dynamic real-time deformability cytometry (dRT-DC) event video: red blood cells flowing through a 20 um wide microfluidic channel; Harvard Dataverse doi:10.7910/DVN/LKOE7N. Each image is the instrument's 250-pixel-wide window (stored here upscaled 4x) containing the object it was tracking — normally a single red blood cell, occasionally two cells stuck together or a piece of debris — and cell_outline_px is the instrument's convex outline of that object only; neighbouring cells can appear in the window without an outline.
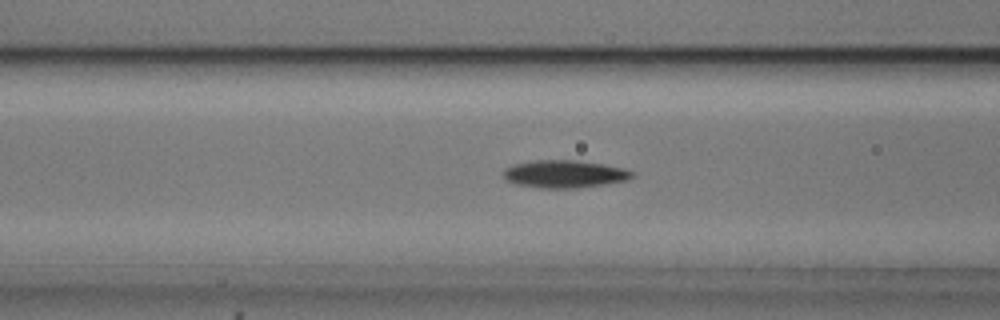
{"species": "common noctule bat (a hibernating species)", "species_latin": "Nyctalus noctula", "temperature_condition": "cold", "stored_images_in_passage": 42, "camera_frame_rate_fps": 3000, "um_per_image_px": 0.085, "animal": {"sex": "male", "body_mass_g": 20.5, "forearm_length_mm": 52.5}, "frame": {"image": 1, "passage_image": 9, "time_ms": 2.667, "image_size_px": [1000, 320], "cell_outline_px": [[636, 176], [628, 180], [576, 188], [540, 188], [516, 184], [504, 180], [500, 172], [504, 168], [512, 164], [532, 160], [576, 160], [604, 164], [624, 168], [636, 172]], "centroid_in_image_um": [47.94, 14.78], "position_along_channel_um": 118.7, "area_um2": 21.15}}
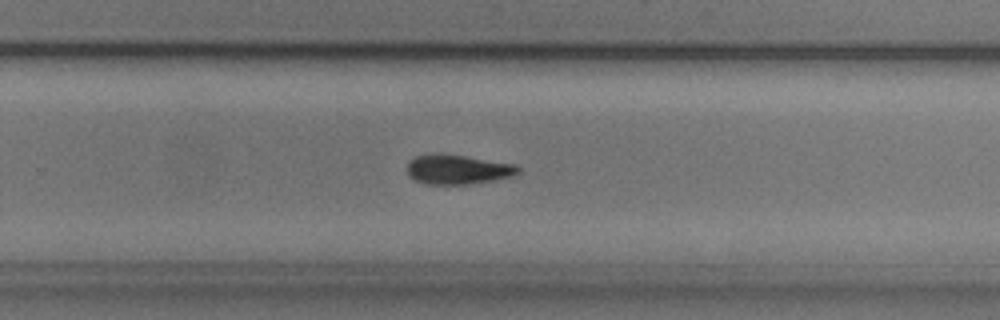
{"frame": {"image": 2, "passage_image": 23, "time_ms": 7.333, "image_size_px": [1000, 320], "cell_outline_px": [[520, 172], [512, 176], [492, 180], [464, 184], [428, 184], [416, 180], [408, 172], [408, 164], [416, 156], [436, 152], [464, 156], [516, 164], [520, 168]], "centroid_in_image_um": [38.93, 14.38], "position_along_channel_um": 290.9, "area_um2": 18.84}}
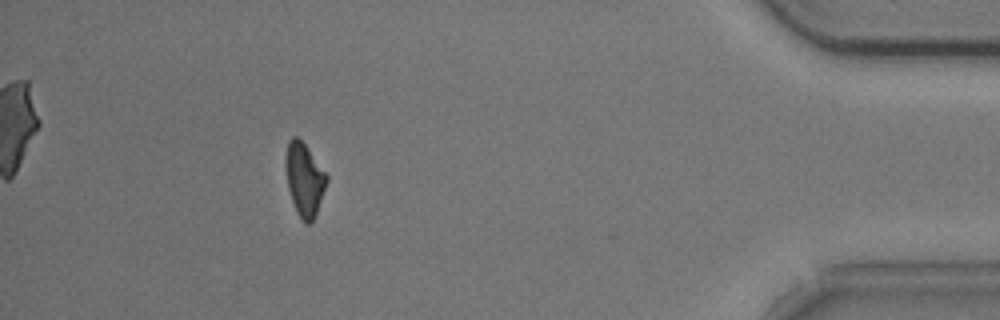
{"frame": {"image": 3, "passage_image": 37, "time_ms": 12.0, "image_size_px": [1000, 320], "cell_outline_px": [[328, 180], [316, 212], [312, 220], [308, 224], [304, 224], [300, 220], [296, 212], [288, 188], [284, 164], [284, 160], [288, 140], [292, 136], [296, 136], [304, 144], [328, 176]], "centroid_in_image_um": [25.84, 15.25], "position_along_channel_um": 409.4, "area_um2": 17.34}, "authors_computed_cell_mechanics": {"area_um2": 19.3341, "velocity_mm_per_s": 3.7005, "shape_relaxation_time_tau1_ms": 2.505, "shape_relaxation_time_tau2_ms": null, "deformation_change_tau1": 0.1282, "deformation_change_tau2": null}}